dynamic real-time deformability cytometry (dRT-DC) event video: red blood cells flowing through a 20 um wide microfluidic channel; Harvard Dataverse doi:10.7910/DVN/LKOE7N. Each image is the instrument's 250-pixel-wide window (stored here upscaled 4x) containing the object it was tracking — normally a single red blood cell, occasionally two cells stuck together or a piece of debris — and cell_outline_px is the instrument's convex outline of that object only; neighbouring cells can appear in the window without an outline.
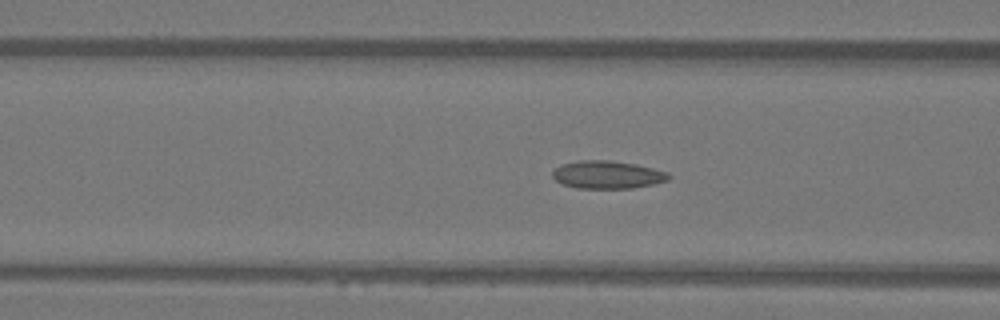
{"species": "Egyptian fruit bat (a non-hibernating species)", "species_latin": "Rousettus aegyptiacus", "temperature_condition": "warm", "stored_images_in_passage": 32, "camera_frame_rate_fps": 3000, "um_per_image_px": 0.085, "animal": {"sex": "female"}, "frame": {"image": 1, "passage_image": 7, "time_ms": 2.0, "image_size_px": [1000, 320], "cell_outline_px": [[672, 176], [668, 180], [652, 184], [632, 188], [576, 188], [564, 184], [556, 180], [552, 176], [552, 172], [560, 164], [576, 160], [612, 160], [636, 164], [668, 172]], "centroid_in_image_um": [51.62, 14.84], "position_along_channel_um": 115.0, "area_um2": 18.9}}
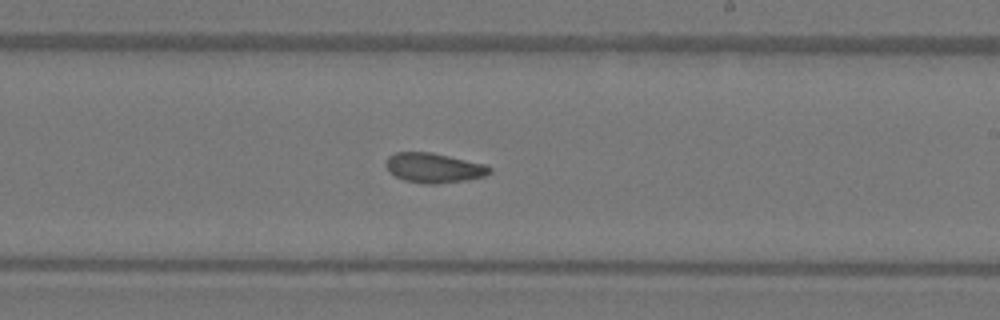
{"frame": {"image": 2, "passage_image": 17, "time_ms": 5.333, "image_size_px": [1000, 320], "cell_outline_px": [[492, 172], [484, 176], [468, 180], [436, 184], [424, 184], [404, 180], [396, 176], [384, 164], [388, 156], [396, 152], [432, 152], [484, 164], [492, 168]], "centroid_in_image_um": [36.89, 14.27], "position_along_channel_um": 252.1, "area_um2": 17.98}}
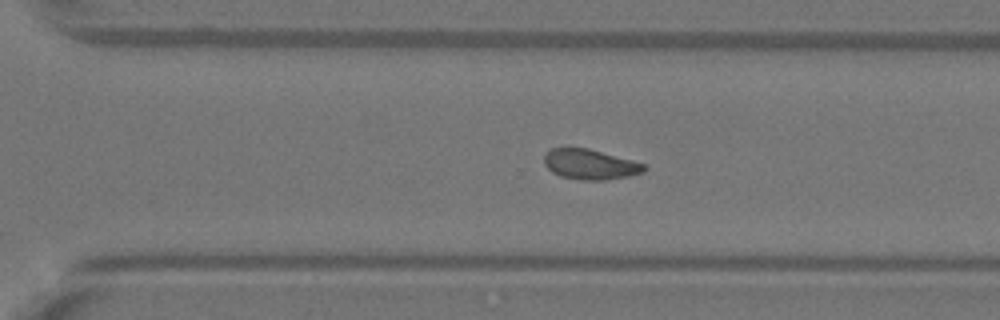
{"frame": {"image": 3, "passage_image": 22, "time_ms": 7.0, "image_size_px": [1000, 320], "cell_outline_px": [[648, 168], [644, 172], [628, 176], [604, 180], [580, 180], [560, 176], [552, 172], [544, 164], [544, 156], [552, 148], [564, 144], [588, 148], [632, 160], [644, 164]], "centroid_in_image_um": [50.11, 13.93], "position_along_channel_um": 320.5, "area_um2": 18.03}, "authors_computed_cell_mechanics": {"area_um2": 17.8024, "velocity_mm_per_s": 4.1178, "shape_relaxation_time_tau1_ms": 11.361, "shape_relaxation_time_tau2_ms": 2.4713, "deformation_change_tau1": 0.2123, "deformation_change_tau2": 0.0789}}